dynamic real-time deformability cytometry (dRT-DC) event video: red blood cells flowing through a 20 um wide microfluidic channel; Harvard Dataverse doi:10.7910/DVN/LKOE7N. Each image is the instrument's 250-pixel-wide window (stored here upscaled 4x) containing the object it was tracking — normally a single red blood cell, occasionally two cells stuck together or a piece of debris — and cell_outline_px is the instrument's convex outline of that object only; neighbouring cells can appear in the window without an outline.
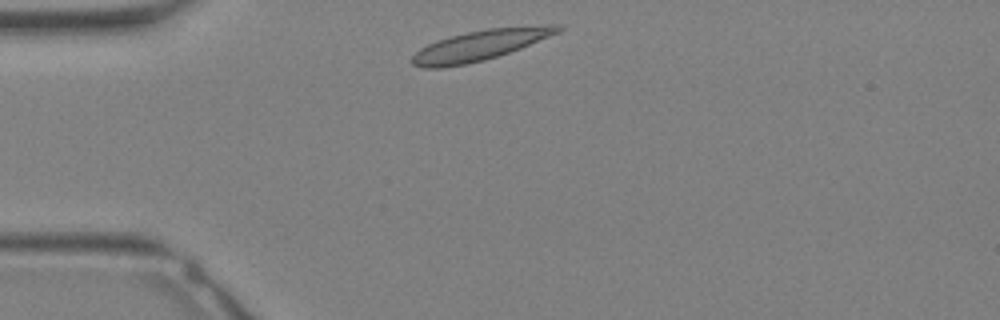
{"species": "Egyptian fruit bat (a non-hibernating species)", "species_latin": "Rousettus aegyptiacus", "temperature_condition": "warm", "stored_images_in_passage": 25, "camera_frame_rate_fps": 3000, "um_per_image_px": 0.085, "animal": {"sex": "female"}, "frame": {"image": 1, "passage_image": 1, "time_ms": 0.0, "image_size_px": [1000, 320], "cell_outline_px": [[564, 28], [560, 32], [520, 48], [484, 60], [464, 64], [440, 68], [424, 68], [412, 64], [412, 56], [420, 48], [436, 40], [468, 32], [488, 28], [548, 24], [560, 24]], "centroid_in_image_um": [40.84, 3.82], "position_along_channel_um": 44.2, "area_um2": 25.61}}
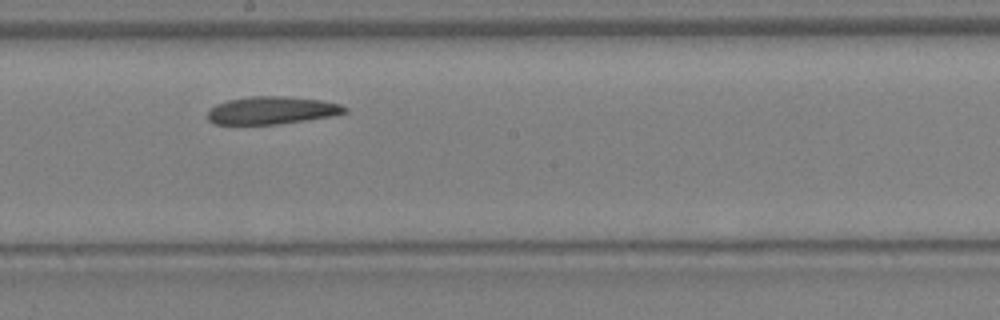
{"frame": {"image": 2, "passage_image": 11, "time_ms": 3.333, "image_size_px": [1000, 320], "cell_outline_px": [[348, 112], [332, 116], [276, 124], [212, 124], [208, 120], [208, 112], [216, 104], [228, 100], [252, 96], [284, 96], [324, 100], [340, 104], [348, 108]], "centroid_in_image_um": [23.13, 9.37], "position_along_channel_um": 225.1, "area_um2": 22.08}}
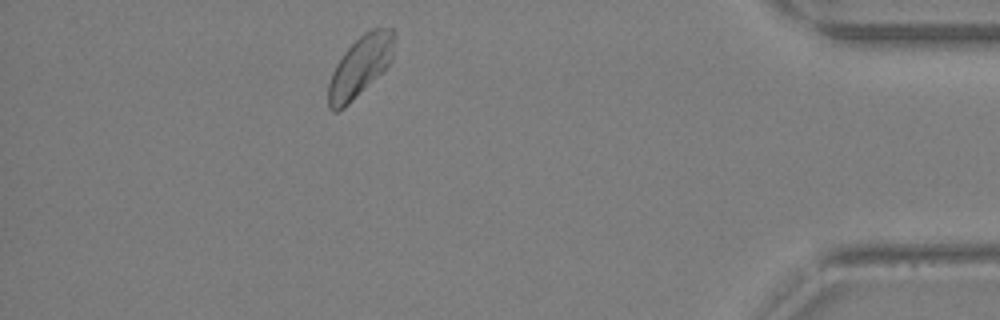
{"frame": {"image": 3, "passage_image": 22, "time_ms": 7.0, "image_size_px": [1000, 320], "cell_outline_px": [[392, 60], [344, 108], [336, 112], [332, 112], [328, 108], [328, 84], [332, 72], [336, 64], [344, 52], [364, 32], [372, 28], [392, 28]], "centroid_in_image_um": [30.54, 5.66], "position_along_channel_um": 404.7, "area_um2": 22.48}}